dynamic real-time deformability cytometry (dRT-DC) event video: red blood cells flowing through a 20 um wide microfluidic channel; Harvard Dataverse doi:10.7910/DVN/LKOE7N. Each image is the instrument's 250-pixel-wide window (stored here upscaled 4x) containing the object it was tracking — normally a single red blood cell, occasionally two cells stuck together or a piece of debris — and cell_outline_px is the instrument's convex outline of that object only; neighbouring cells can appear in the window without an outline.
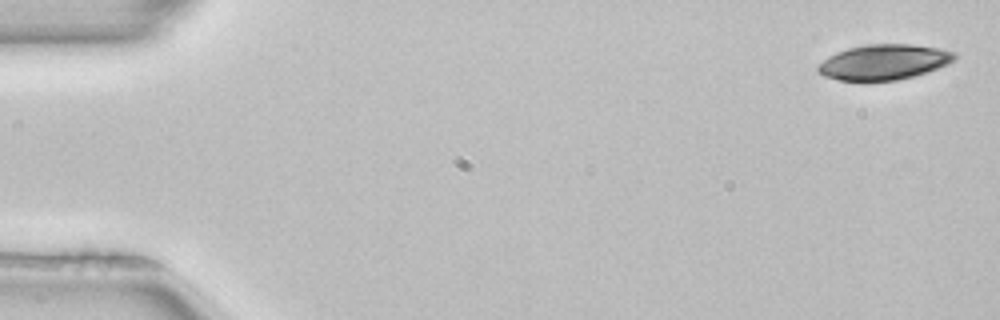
{"species": "common noctule bat (a hibernating species)", "species_latin": "Nyctalus noctula", "temperature_condition": "room temperature", "stored_images_in_passage": 5, "camera_frame_rate_fps": 3000, "um_per_image_px": 0.085, "animal": {"sex": "female", "body_mass_g": 22.7, "forearm_length_mm": 54.2}, "frame": {"image": 1, "passage_image": 1, "time_ms": 0.0, "image_size_px": [1000, 320], "cell_outline_px": [[956, 56], [948, 64], [912, 76], [896, 80], [836, 80], [824, 76], [816, 72], [816, 68], [828, 56], [836, 52], [848, 48], [864, 44], [912, 44], [940, 48], [956, 52]], "centroid_in_image_um": [75.09, 5.26], "position_along_channel_um": 9.9, "area_um2": 27.92}}
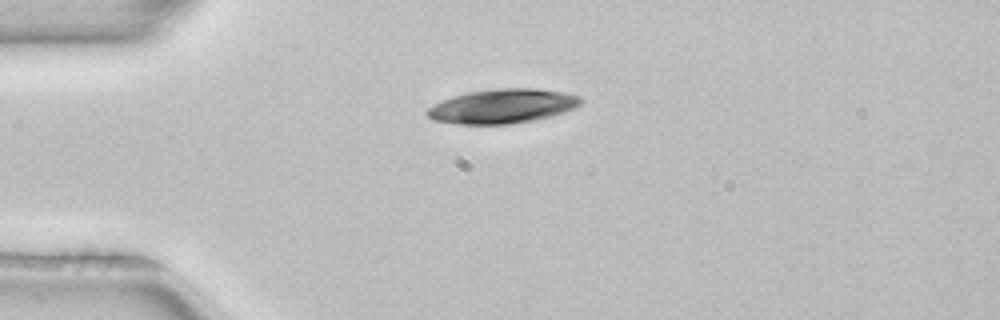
{"frame": {"image": 2, "passage_image": 4, "time_ms": 1.0, "image_size_px": [1000, 320], "cell_outline_px": [[584, 100], [580, 104], [564, 112], [552, 116], [532, 120], [508, 124], [456, 124], [432, 120], [424, 112], [428, 108], [444, 100], [468, 92], [496, 88], [536, 88], [564, 92], [580, 96]], "centroid_in_image_um": [42.73, 9.02], "position_along_channel_um": 42.3, "area_um2": 30.58}}